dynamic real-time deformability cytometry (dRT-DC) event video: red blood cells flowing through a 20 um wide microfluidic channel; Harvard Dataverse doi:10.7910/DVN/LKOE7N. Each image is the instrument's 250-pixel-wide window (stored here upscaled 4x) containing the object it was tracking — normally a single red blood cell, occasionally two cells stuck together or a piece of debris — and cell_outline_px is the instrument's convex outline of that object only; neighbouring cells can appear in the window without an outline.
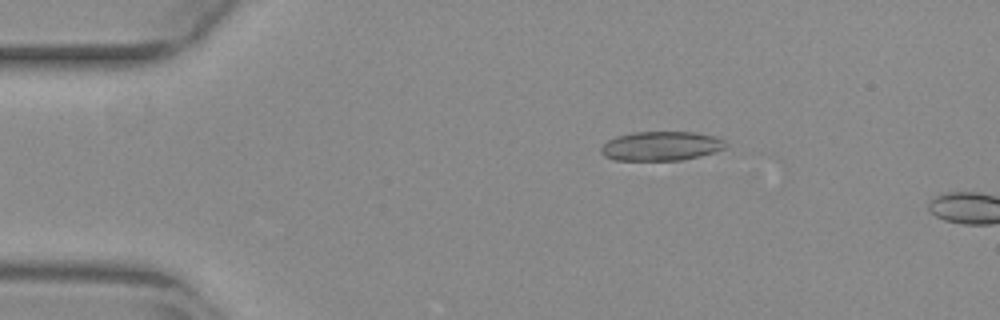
{"species": "common noctule bat (a hibernating species)", "species_latin": "Nyctalus noctula", "temperature_condition": "warm", "stored_images_in_passage": 8, "camera_frame_rate_fps": 3000, "um_per_image_px": 0.085, "animal": {"sex": "female", "body_mass_g": 29.2, "forearm_length_mm": 56.3}, "frame": {"image": 1, "passage_image": 1, "time_ms": 0.0, "image_size_px": [1000, 320], "cell_outline_px": [[728, 148], [700, 156], [680, 160], [616, 160], [604, 156], [600, 152], [600, 148], [608, 140], [616, 136], [632, 132], [696, 132], [716, 136], [724, 140], [728, 144]], "centroid_in_image_um": [56.23, 12.4], "position_along_channel_um": 28.8, "area_um2": 21.44}}